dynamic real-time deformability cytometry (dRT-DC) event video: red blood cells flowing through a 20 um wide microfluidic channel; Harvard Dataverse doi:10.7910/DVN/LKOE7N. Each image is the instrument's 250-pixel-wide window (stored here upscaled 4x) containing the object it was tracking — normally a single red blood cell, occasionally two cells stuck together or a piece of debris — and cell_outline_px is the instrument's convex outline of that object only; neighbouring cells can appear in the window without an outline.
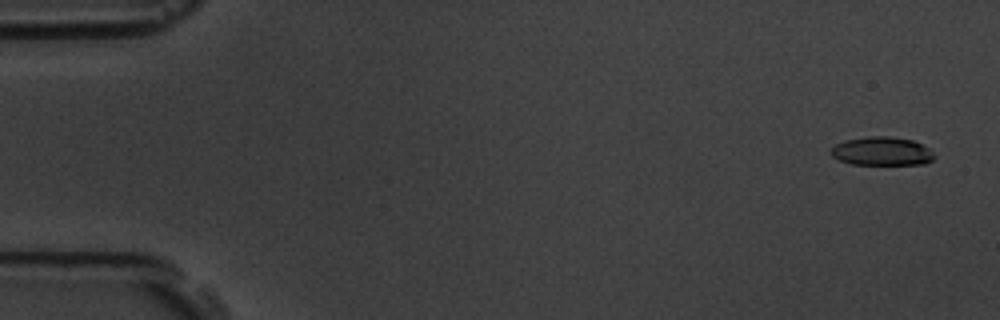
{"species": "common noctule bat (a hibernating species)", "species_latin": "Nyctalus noctula", "temperature_condition": "room temperature", "stored_images_in_passage": 6, "camera_frame_rate_fps": 3000, "um_per_image_px": 0.085, "animal": {"sex": "male", "body_mass_g": 19.5, "forearm_length_mm": 54.6}, "frame": {"image": 1, "passage_image": 1, "time_ms": 0.0, "image_size_px": [1000, 320], "cell_outline_px": [[936, 156], [932, 160], [924, 164], [852, 164], [840, 160], [832, 156], [828, 152], [836, 144], [844, 140], [868, 136], [888, 136], [912, 140], [928, 148]], "centroid_in_image_um": [74.93, 12.85], "position_along_channel_um": 10.1, "area_um2": 17.17}}
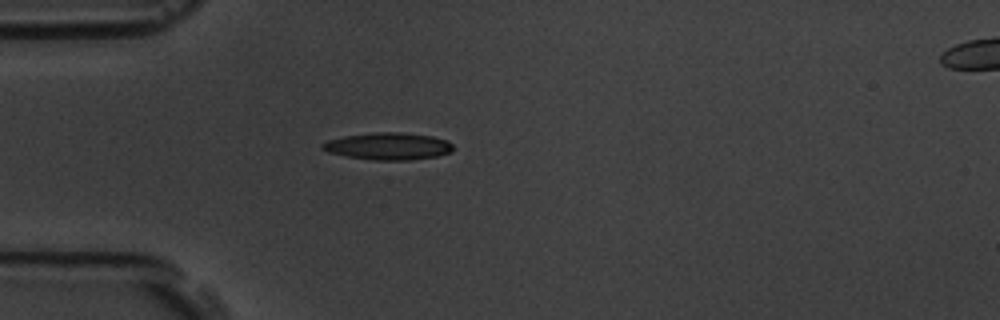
{"frame": {"image": 2, "passage_image": 5, "time_ms": 4.667, "image_size_px": [1000, 320], "cell_outline_px": [[452, 152], [436, 156], [408, 160], [372, 160], [348, 156], [328, 152], [320, 148], [320, 144], [328, 140], [344, 136], [376, 132], [400, 132], [432, 136], [448, 140], [452, 144]], "centroid_in_image_um": [32.99, 12.42], "position_along_channel_um": 52.0, "area_um2": 20.63}}